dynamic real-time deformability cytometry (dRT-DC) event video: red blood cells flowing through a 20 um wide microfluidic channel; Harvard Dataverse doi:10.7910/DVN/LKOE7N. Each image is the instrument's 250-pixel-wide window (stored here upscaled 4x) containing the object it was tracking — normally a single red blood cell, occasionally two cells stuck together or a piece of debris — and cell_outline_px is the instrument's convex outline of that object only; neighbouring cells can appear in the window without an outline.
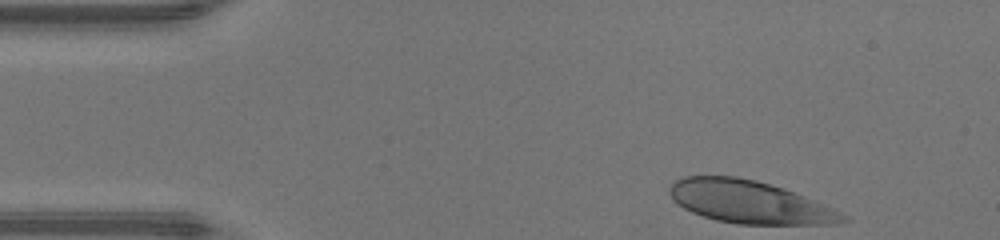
{"species": "human", "species_latin": "Homo sapiens", "temperature_condition": "warm", "stored_images_in_passage": 34, "camera_frame_rate_fps": 3000, "um_per_image_px": 0.085, "donor": {"sex": "male"}, "frame": {"image": 1, "passage_image": 1, "time_ms": 0.0, "image_size_px": [1000, 240], "cell_outline_px": [[852, 220], [836, 224], [740, 224], [716, 220], [692, 212], [676, 204], [672, 200], [668, 188], [676, 180], [684, 176], [736, 176], [756, 180], [784, 188], [840, 212], [848, 216]], "centroid_in_image_um": [63.68, 17.17], "position_along_channel_um": 21.3, "area_um2": 42.89}}
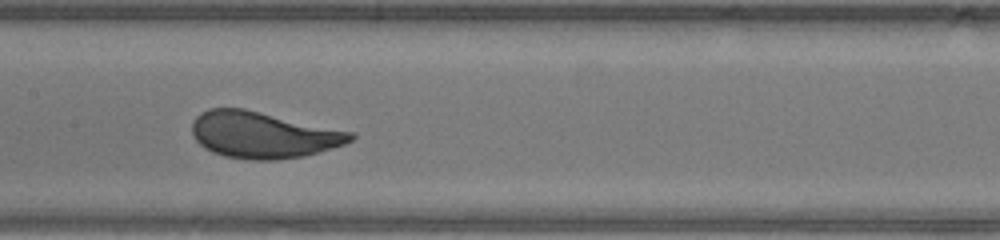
{"frame": {"image": 2, "passage_image": 18, "time_ms": 5.667, "image_size_px": [1000, 240], "cell_outline_px": [[356, 136], [352, 140], [344, 144], [304, 156], [276, 160], [252, 160], [224, 156], [212, 152], [204, 148], [192, 136], [192, 120], [200, 112], [208, 108], [244, 108], [356, 132]], "centroid_in_image_um": [22.35, 11.45], "position_along_channel_um": 185.0, "area_um2": 43.29}}
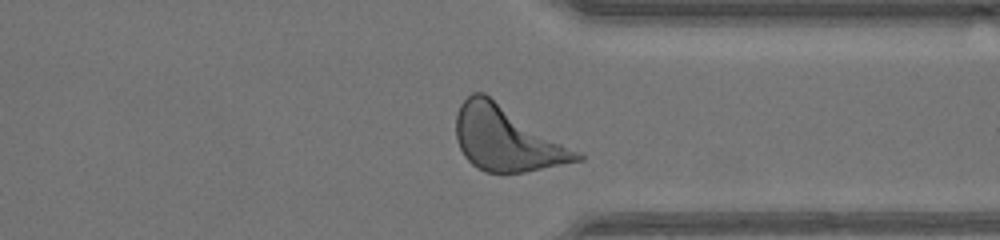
{"frame": {"image": 3, "passage_image": 31, "time_ms": 10.0, "image_size_px": [1000, 240], "cell_outline_px": [[584, 160], [524, 172], [484, 172], [476, 168], [464, 156], [456, 140], [456, 112], [460, 104], [472, 92], [484, 92], [580, 152], [584, 156]], "centroid_in_image_um": [43.05, 11.78], "position_along_channel_um": 368.4, "area_um2": 45.43}, "authors_computed_cell_mechanics": {"area_um2": 43.35, "velocity_mm_per_s": 4.2923, "shape_relaxation_time_tau1_ms": 5.0606, "shape_relaxation_time_tau2_ms": null, "deformation_change_tau1": 0.2459, "deformation_change_tau2": null}}